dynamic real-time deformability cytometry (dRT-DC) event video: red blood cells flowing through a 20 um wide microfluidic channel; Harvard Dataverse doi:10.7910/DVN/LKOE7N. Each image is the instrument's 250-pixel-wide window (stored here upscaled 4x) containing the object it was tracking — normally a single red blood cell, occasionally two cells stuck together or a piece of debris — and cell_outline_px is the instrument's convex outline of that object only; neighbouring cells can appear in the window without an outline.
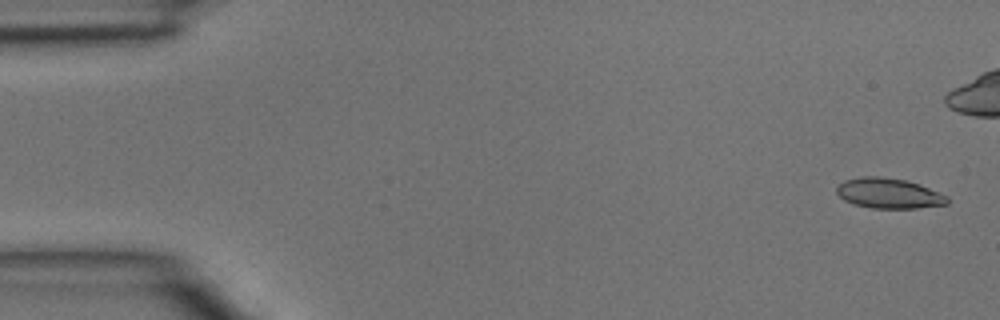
{"species": "common noctule bat (a hibernating species)", "species_latin": "Nyctalus noctula", "temperature_condition": "room temperature", "stored_images_in_passage": 5, "camera_frame_rate_fps": 3000, "um_per_image_px": 0.085, "animal": {"sex": "male", "body_mass_g": 15.6}, "frame": {"image": 1, "passage_image": 1, "time_ms": 0.0, "image_size_px": [1000, 320], "cell_outline_px": [[948, 204], [916, 208], [872, 208], [852, 204], [844, 200], [836, 192], [836, 188], [844, 180], [860, 176], [880, 176], [904, 180], [920, 184], [948, 196]], "centroid_in_image_um": [75.53, 16.43], "position_along_channel_um": 9.5, "area_um2": 19.54}}